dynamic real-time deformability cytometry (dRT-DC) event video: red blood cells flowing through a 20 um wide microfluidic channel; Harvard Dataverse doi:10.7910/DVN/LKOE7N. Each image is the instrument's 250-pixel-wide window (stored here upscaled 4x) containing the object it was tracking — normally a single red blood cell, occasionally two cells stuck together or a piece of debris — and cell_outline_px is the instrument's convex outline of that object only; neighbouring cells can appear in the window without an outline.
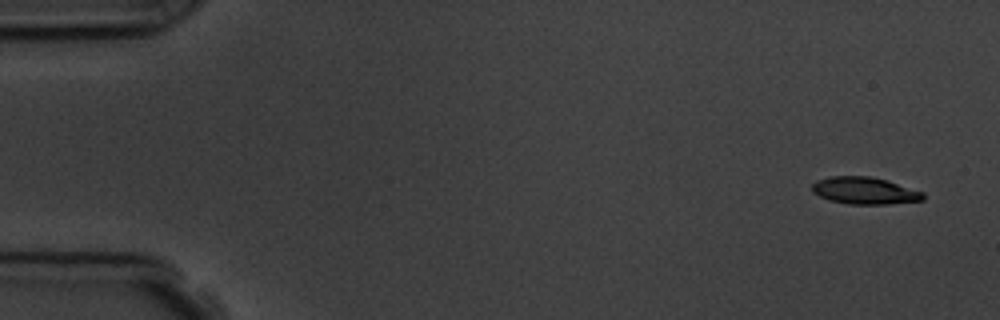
{"species": "common noctule bat (a hibernating species)", "species_latin": "Nyctalus noctula", "temperature_condition": "room temperature", "stored_images_in_passage": 6, "segment_of_instrument_passage": [1, 2], "camera_frame_rate_fps": 3000, "um_per_image_px": 0.085, "animal": {"sex": "male", "body_mass_g": 19.5, "forearm_length_mm": 54.6}, "frame": {"image": 1, "passage_image": 1, "time_ms": 0.0, "image_size_px": [1000, 320], "cell_outline_px": [[924, 200], [888, 204], [848, 204], [828, 200], [812, 192], [812, 184], [816, 180], [832, 176], [868, 176], [888, 180], [924, 192]], "centroid_in_image_um": [73.49, 16.2], "position_along_channel_um": 11.5, "area_um2": 17.63}}